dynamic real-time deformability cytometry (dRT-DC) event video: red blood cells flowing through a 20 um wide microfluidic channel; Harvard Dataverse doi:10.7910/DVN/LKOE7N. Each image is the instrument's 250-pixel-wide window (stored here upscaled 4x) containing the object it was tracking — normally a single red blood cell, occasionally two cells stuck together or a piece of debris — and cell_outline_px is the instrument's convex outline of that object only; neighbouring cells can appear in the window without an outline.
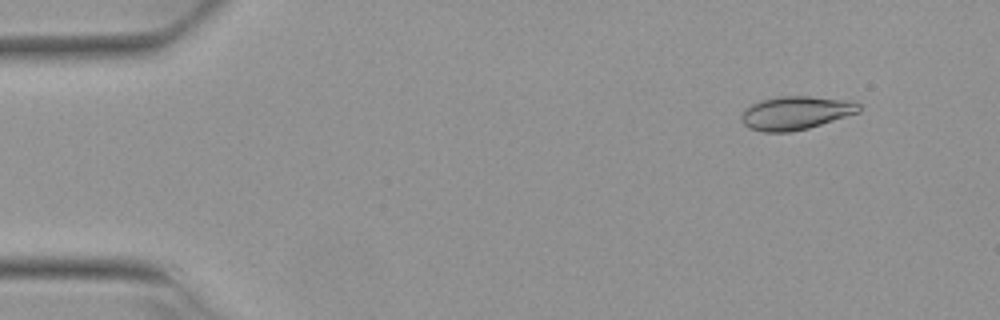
{"species": "Egyptian fruit bat (a non-hibernating species)", "species_latin": "Rousettus aegyptiacus", "temperature_condition": "warm", "stored_images_in_passage": 4, "camera_frame_rate_fps": 3000, "um_per_image_px": 0.085, "animal": {"sex": "female"}, "frame": {"image": 1, "passage_image": 2, "time_ms": 0.333, "image_size_px": [1000, 320], "cell_outline_px": [[860, 112], [808, 128], [792, 132], [764, 132], [748, 128], [744, 124], [740, 116], [744, 108], [760, 100], [780, 96], [808, 96], [852, 100], [860, 104]], "centroid_in_image_um": [67.63, 9.59], "position_along_channel_um": 17.4, "area_um2": 23.06}}
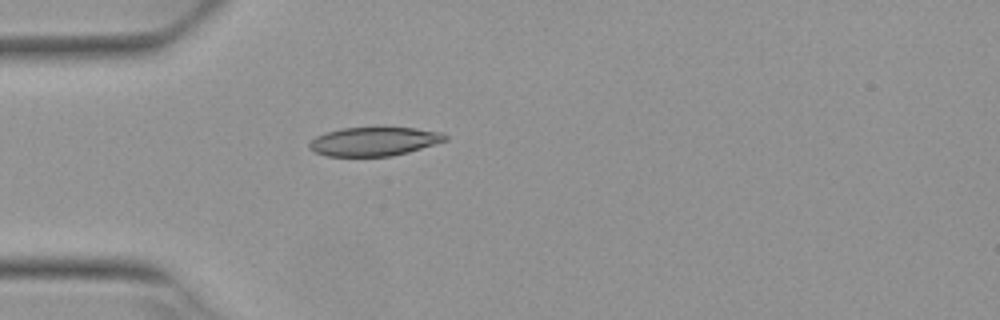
{"frame": {"image": 2, "passage_image": 4, "time_ms": 1.0, "image_size_px": [1000, 320], "cell_outline_px": [[448, 140], [408, 152], [392, 156], [328, 156], [316, 152], [308, 148], [308, 144], [316, 136], [340, 128], [376, 124], [416, 128], [440, 132], [448, 136]], "centroid_in_image_um": [31.82, 11.97], "position_along_channel_um": 53.2, "area_um2": 23.7}}